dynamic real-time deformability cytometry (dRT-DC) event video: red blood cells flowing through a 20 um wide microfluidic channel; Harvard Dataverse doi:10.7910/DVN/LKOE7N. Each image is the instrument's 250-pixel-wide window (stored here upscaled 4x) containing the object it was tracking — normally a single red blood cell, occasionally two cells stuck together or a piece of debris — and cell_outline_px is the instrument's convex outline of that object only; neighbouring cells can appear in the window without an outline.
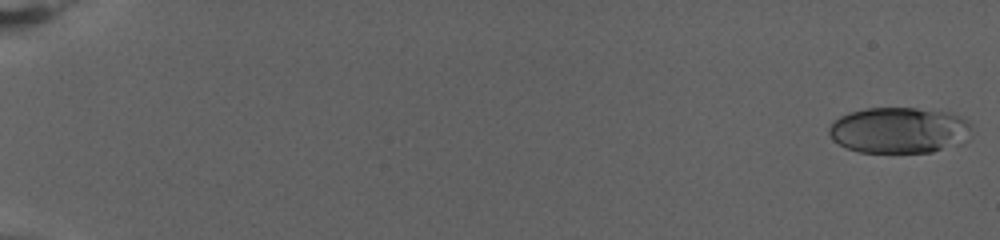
{"species": "human", "species_latin": "Homo sapiens", "temperature_condition": "warm", "stored_images_in_passage": 39, "camera_frame_rate_fps": 3000, "um_per_image_px": 0.085, "donor": {"sex": "female"}, "frame": {"image": 1, "passage_image": 2, "time_ms": 0.333, "image_size_px": [1000, 240], "cell_outline_px": [[972, 124], [940, 148], [932, 152], [860, 152], [848, 148], [832, 140], [828, 132], [828, 128], [832, 120], [848, 112], [868, 108], [916, 108], [948, 112], [968, 120]], "centroid_in_image_um": [76.17, 11.03], "position_along_channel_um": 8.8, "area_um2": 36.7}}
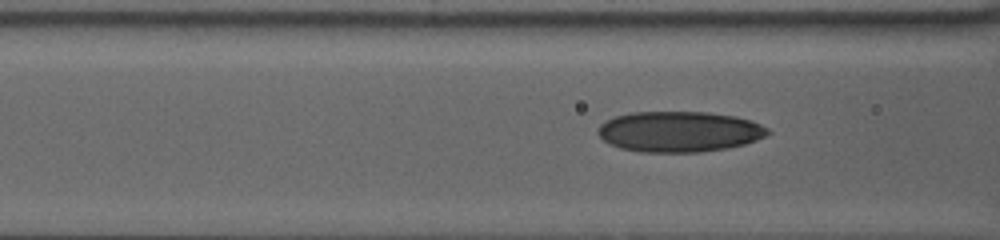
{"frame": {"image": 2, "passage_image": 34, "time_ms": 11.0, "image_size_px": [1000, 240], "cell_outline_px": [[772, 132], [756, 140], [744, 144], [724, 148], [700, 152], [640, 152], [620, 148], [604, 140], [596, 132], [600, 124], [616, 116], [632, 112], [708, 112], [736, 116], [760, 124], [768, 128]], "centroid_in_image_um": [57.73, 11.18], "position_along_channel_um": 108.9, "area_um2": 40.06}}
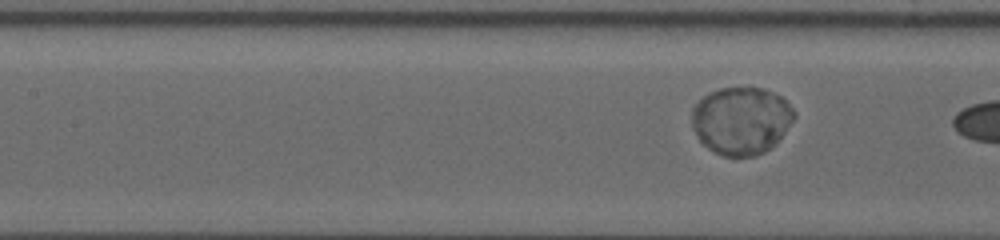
{"frame": {"image": 3, "passage_image": 39, "time_ms": 12.667, "image_size_px": [1000, 240], "cell_outline_px": [[796, 116], [772, 148], [756, 156], [724, 156], [708, 148], [696, 136], [692, 128], [692, 108], [704, 96], [720, 88], [764, 88], [780, 96], [796, 112]], "centroid_in_image_um": [63.0, 10.26], "position_along_channel_um": 144.4, "area_um2": 40.11}}